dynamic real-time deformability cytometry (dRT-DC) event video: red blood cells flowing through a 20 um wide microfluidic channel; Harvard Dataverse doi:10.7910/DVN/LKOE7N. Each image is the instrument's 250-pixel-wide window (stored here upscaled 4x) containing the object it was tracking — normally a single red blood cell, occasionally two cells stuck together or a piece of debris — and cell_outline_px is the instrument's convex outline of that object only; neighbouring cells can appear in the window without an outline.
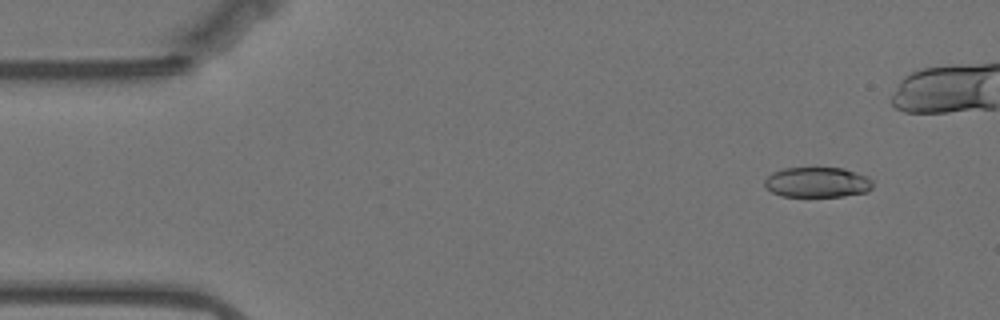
{"species": "Egyptian fruit bat (a non-hibernating species)", "species_latin": "Rousettus aegyptiacus", "temperature_condition": "warm", "stored_images_in_passage": 47, "camera_frame_rate_fps": 3000, "um_per_image_px": 0.085, "animal": {"sex": "female"}, "frame": {"image": 1, "passage_image": 5, "time_ms": 1.333, "image_size_px": [1000, 320], "cell_outline_px": [[872, 188], [868, 192], [844, 196], [780, 196], [772, 192], [764, 184], [764, 180], [772, 172], [784, 168], [844, 168], [868, 176], [872, 180]], "centroid_in_image_um": [69.49, 15.49], "position_along_channel_um": 15.5, "area_um2": 19.13}}
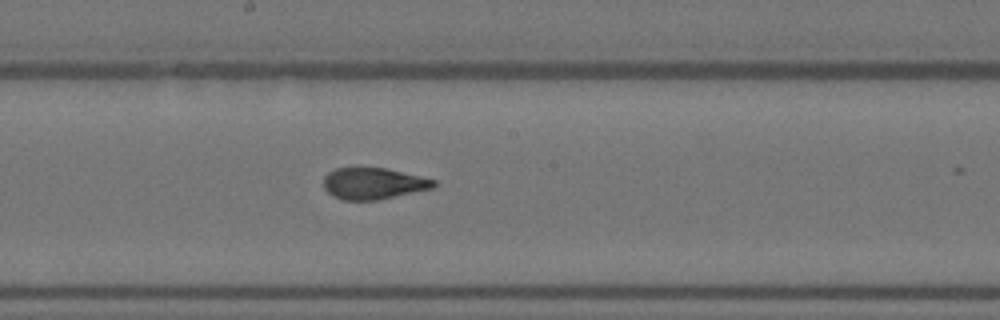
{"frame": {"image": 2, "passage_image": 30, "time_ms": 9.667, "image_size_px": [1000, 320], "cell_outline_px": [[436, 184], [432, 188], [376, 200], [344, 200], [332, 196], [324, 188], [324, 176], [328, 172], [336, 168], [384, 168], [420, 176], [436, 180]], "centroid_in_image_um": [31.7, 15.6], "position_along_channel_um": 216.5, "area_um2": 19.94}}
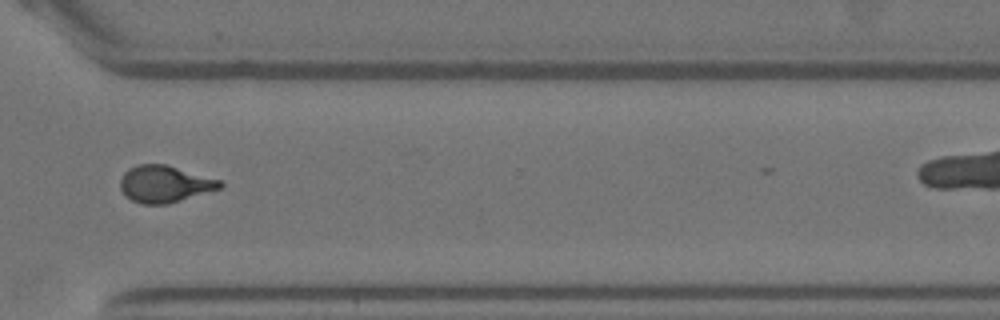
{"frame": {"image": 3, "passage_image": 42, "time_ms": 13.667, "image_size_px": [1000, 320], "cell_outline_px": [[224, 184], [220, 188], [168, 204], [140, 204], [124, 196], [120, 188], [120, 180], [124, 172], [128, 168], [136, 164], [164, 164], [220, 180]], "centroid_in_image_um": [13.94, 15.64], "position_along_channel_um": 356.7, "area_um2": 21.33}}